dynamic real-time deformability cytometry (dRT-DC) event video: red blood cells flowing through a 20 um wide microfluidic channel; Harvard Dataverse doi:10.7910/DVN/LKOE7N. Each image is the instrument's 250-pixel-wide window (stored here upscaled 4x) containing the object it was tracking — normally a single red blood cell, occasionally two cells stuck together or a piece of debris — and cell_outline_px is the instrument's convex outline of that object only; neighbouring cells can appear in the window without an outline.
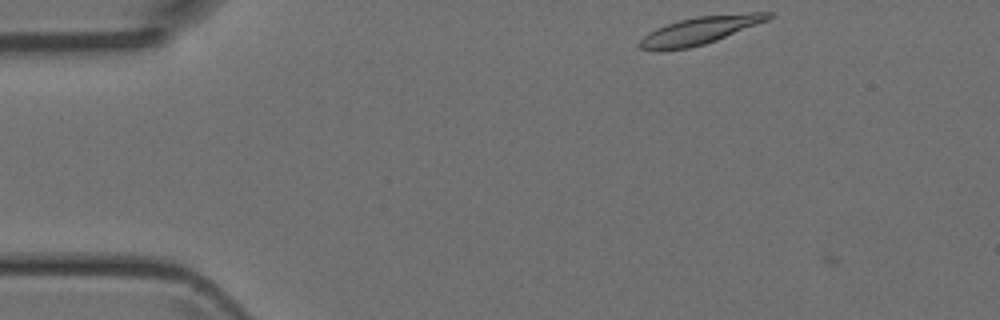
{"species": "Egyptian fruit bat (a non-hibernating species)", "species_latin": "Rousettus aegyptiacus", "temperature_condition": "room temperature", "stored_images_in_passage": 2, "camera_frame_rate_fps": 3000, "um_per_image_px": 0.085, "animal": {"sex": "female"}, "frame": {"image": 1, "passage_image": 1, "time_ms": 0.0, "image_size_px": [1000, 320], "cell_outline_px": [[772, 16], [768, 20], [716, 40], [704, 44], [688, 48], [656, 52], [640, 48], [636, 44], [648, 32], [656, 28], [680, 20], [696, 16], [748, 12], [772, 12]], "centroid_in_image_um": [59.44, 2.6], "position_along_channel_um": 25.6, "area_um2": 20.81}}